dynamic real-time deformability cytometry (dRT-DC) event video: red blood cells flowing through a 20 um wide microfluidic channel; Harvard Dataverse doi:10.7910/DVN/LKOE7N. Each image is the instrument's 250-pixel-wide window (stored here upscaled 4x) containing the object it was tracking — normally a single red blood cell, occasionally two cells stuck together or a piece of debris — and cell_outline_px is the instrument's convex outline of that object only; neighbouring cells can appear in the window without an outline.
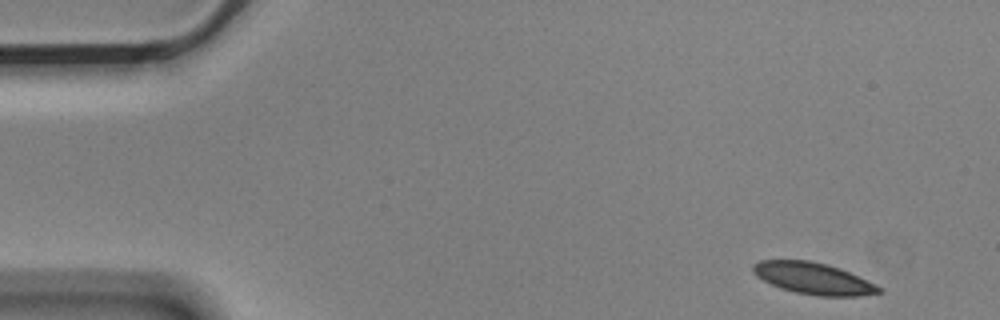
{"species": "Egyptian fruit bat (a non-hibernating species)", "species_latin": "Rousettus aegyptiacus", "temperature_condition": "cold", "stored_images_in_passage": 6, "camera_frame_rate_fps": 3000, "um_per_image_px": 0.085, "animal": {"sex": "male"}, "frame": {"image": 1, "passage_image": 1, "time_ms": 0.0, "image_size_px": [1000, 320], "cell_outline_px": [[884, 292], [856, 296], [816, 296], [796, 292], [780, 288], [756, 276], [752, 272], [752, 264], [760, 260], [808, 260], [828, 264], [840, 268], [876, 284], [884, 288]], "centroid_in_image_um": [69.15, 23.66], "position_along_channel_um": 15.9, "area_um2": 23.29}}
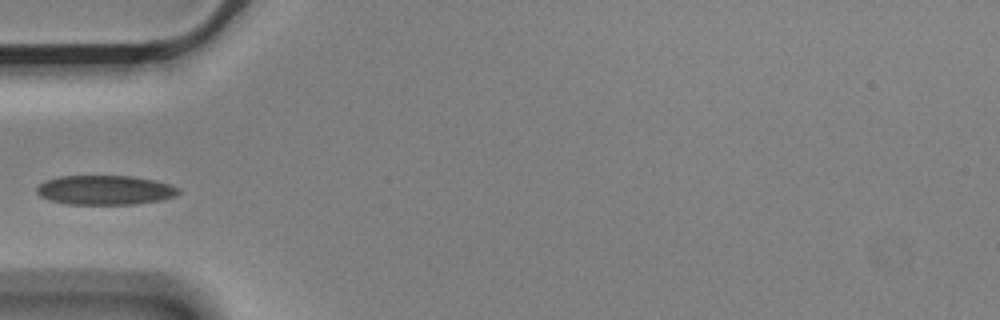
{"frame": {"image": 2, "passage_image": 5, "time_ms": 1.333, "image_size_px": [1000, 320], "cell_outline_px": [[180, 192], [176, 196], [164, 200], [136, 204], [68, 204], [48, 200], [40, 196], [36, 192], [36, 188], [40, 184], [48, 180], [60, 176], [132, 176], [152, 180], [168, 184], [180, 188]], "centroid_in_image_um": [8.95, 16.16], "position_along_channel_um": 76.1, "area_um2": 24.33}}
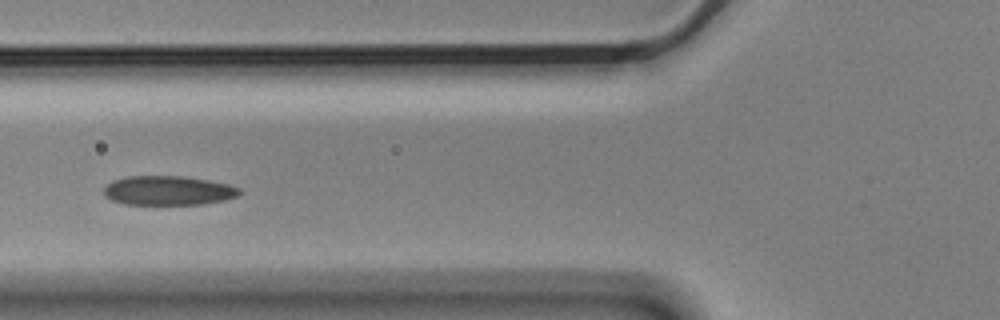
{"frame": {"image": 3, "passage_image": 6, "time_ms": 1.667, "image_size_px": [1000, 320], "cell_outline_px": [[240, 192], [236, 196], [224, 200], [204, 204], [124, 204], [112, 200], [104, 196], [104, 188], [112, 180], [128, 176], [184, 176], [208, 180], [228, 184], [240, 188]], "centroid_in_image_um": [14.28, 16.19], "position_along_channel_um": 111.5, "area_um2": 23.12}}